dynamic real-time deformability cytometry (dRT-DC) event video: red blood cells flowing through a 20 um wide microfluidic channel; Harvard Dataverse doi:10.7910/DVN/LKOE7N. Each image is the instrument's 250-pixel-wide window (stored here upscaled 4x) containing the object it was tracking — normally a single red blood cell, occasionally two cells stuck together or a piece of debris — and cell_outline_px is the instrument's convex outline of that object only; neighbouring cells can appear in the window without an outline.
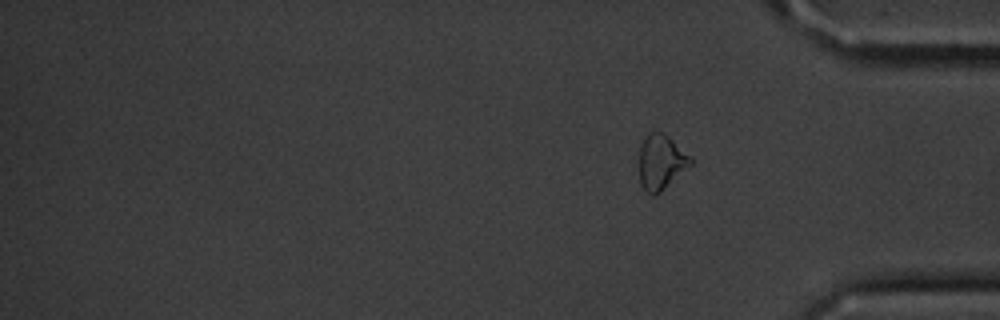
{"species": "common noctule bat (a hibernating species)", "species_latin": "Nyctalus noctula", "temperature_condition": "cold", "stored_images_in_passage": 15, "segment_of_instrument_passage": [2, 2], "camera_frame_rate_fps": 3000, "um_per_image_px": 0.085, "animal": {"sex": "male", "body_mass_g": 20.1, "forearm_length_mm": 53.5}, "frame": {"image": 1, "passage_image": 15, "time_ms": 18.333, "image_size_px": [1000, 320], "cell_outline_px": [[692, 164], [656, 196], [652, 196], [640, 184], [640, 148], [648, 132], [664, 132], [692, 160]], "centroid_in_image_um": [56.17, 13.8], "position_along_channel_um": 379.0, "area_um2": 16.07}}